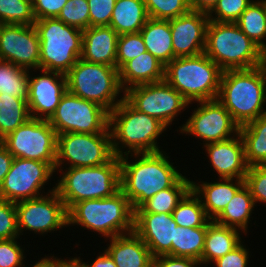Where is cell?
Listing matches in <instances>:
<instances>
[{
  "instance_id": "obj_34",
  "label": "cell",
  "mask_w": 266,
  "mask_h": 267,
  "mask_svg": "<svg viewBox=\"0 0 266 267\" xmlns=\"http://www.w3.org/2000/svg\"><path fill=\"white\" fill-rule=\"evenodd\" d=\"M235 23L262 48L266 43V0H253Z\"/></svg>"
},
{
  "instance_id": "obj_40",
  "label": "cell",
  "mask_w": 266,
  "mask_h": 267,
  "mask_svg": "<svg viewBox=\"0 0 266 267\" xmlns=\"http://www.w3.org/2000/svg\"><path fill=\"white\" fill-rule=\"evenodd\" d=\"M89 10L87 0H68L56 18L83 31L89 28Z\"/></svg>"
},
{
  "instance_id": "obj_48",
  "label": "cell",
  "mask_w": 266,
  "mask_h": 267,
  "mask_svg": "<svg viewBox=\"0 0 266 267\" xmlns=\"http://www.w3.org/2000/svg\"><path fill=\"white\" fill-rule=\"evenodd\" d=\"M153 261L158 267H203L199 261L188 257L160 255L154 257Z\"/></svg>"
},
{
  "instance_id": "obj_54",
  "label": "cell",
  "mask_w": 266,
  "mask_h": 267,
  "mask_svg": "<svg viewBox=\"0 0 266 267\" xmlns=\"http://www.w3.org/2000/svg\"><path fill=\"white\" fill-rule=\"evenodd\" d=\"M261 52H262V55H263L264 59L266 60V43H265V45L261 48Z\"/></svg>"
},
{
  "instance_id": "obj_28",
  "label": "cell",
  "mask_w": 266,
  "mask_h": 267,
  "mask_svg": "<svg viewBox=\"0 0 266 267\" xmlns=\"http://www.w3.org/2000/svg\"><path fill=\"white\" fill-rule=\"evenodd\" d=\"M256 207L250 189L244 185L227 204L224 210L213 220L217 224L236 228L246 236L252 224V214ZM252 218V220L250 219Z\"/></svg>"
},
{
  "instance_id": "obj_16",
  "label": "cell",
  "mask_w": 266,
  "mask_h": 267,
  "mask_svg": "<svg viewBox=\"0 0 266 267\" xmlns=\"http://www.w3.org/2000/svg\"><path fill=\"white\" fill-rule=\"evenodd\" d=\"M20 237L34 233L46 236L68 227V213L56 190L15 203ZM55 231V232H54Z\"/></svg>"
},
{
  "instance_id": "obj_33",
  "label": "cell",
  "mask_w": 266,
  "mask_h": 267,
  "mask_svg": "<svg viewBox=\"0 0 266 267\" xmlns=\"http://www.w3.org/2000/svg\"><path fill=\"white\" fill-rule=\"evenodd\" d=\"M207 227L175 228L172 256L188 257L201 263Z\"/></svg>"
},
{
  "instance_id": "obj_4",
  "label": "cell",
  "mask_w": 266,
  "mask_h": 267,
  "mask_svg": "<svg viewBox=\"0 0 266 267\" xmlns=\"http://www.w3.org/2000/svg\"><path fill=\"white\" fill-rule=\"evenodd\" d=\"M59 178L55 190L68 211L82 200L103 199L121 189L120 160L113 156L107 163L93 167L55 168Z\"/></svg>"
},
{
  "instance_id": "obj_29",
  "label": "cell",
  "mask_w": 266,
  "mask_h": 267,
  "mask_svg": "<svg viewBox=\"0 0 266 267\" xmlns=\"http://www.w3.org/2000/svg\"><path fill=\"white\" fill-rule=\"evenodd\" d=\"M148 19L144 0H116L109 26L119 35L137 33Z\"/></svg>"
},
{
  "instance_id": "obj_3",
  "label": "cell",
  "mask_w": 266,
  "mask_h": 267,
  "mask_svg": "<svg viewBox=\"0 0 266 267\" xmlns=\"http://www.w3.org/2000/svg\"><path fill=\"white\" fill-rule=\"evenodd\" d=\"M218 101L243 126L266 114V63L252 69L225 70Z\"/></svg>"
},
{
  "instance_id": "obj_1",
  "label": "cell",
  "mask_w": 266,
  "mask_h": 267,
  "mask_svg": "<svg viewBox=\"0 0 266 267\" xmlns=\"http://www.w3.org/2000/svg\"><path fill=\"white\" fill-rule=\"evenodd\" d=\"M119 160L121 190L133 210L161 190L170 188L183 175L166 151L131 153L120 156Z\"/></svg>"
},
{
  "instance_id": "obj_30",
  "label": "cell",
  "mask_w": 266,
  "mask_h": 267,
  "mask_svg": "<svg viewBox=\"0 0 266 267\" xmlns=\"http://www.w3.org/2000/svg\"><path fill=\"white\" fill-rule=\"evenodd\" d=\"M239 134L247 165H266V114L240 126Z\"/></svg>"
},
{
  "instance_id": "obj_53",
  "label": "cell",
  "mask_w": 266,
  "mask_h": 267,
  "mask_svg": "<svg viewBox=\"0 0 266 267\" xmlns=\"http://www.w3.org/2000/svg\"><path fill=\"white\" fill-rule=\"evenodd\" d=\"M68 258V259H67ZM64 267H81L73 257H66L64 258Z\"/></svg>"
},
{
  "instance_id": "obj_56",
  "label": "cell",
  "mask_w": 266,
  "mask_h": 267,
  "mask_svg": "<svg viewBox=\"0 0 266 267\" xmlns=\"http://www.w3.org/2000/svg\"><path fill=\"white\" fill-rule=\"evenodd\" d=\"M24 1H26V2H28L30 4H33L35 0H24Z\"/></svg>"
},
{
  "instance_id": "obj_11",
  "label": "cell",
  "mask_w": 266,
  "mask_h": 267,
  "mask_svg": "<svg viewBox=\"0 0 266 267\" xmlns=\"http://www.w3.org/2000/svg\"><path fill=\"white\" fill-rule=\"evenodd\" d=\"M113 156L111 133L57 135L55 168L100 166Z\"/></svg>"
},
{
  "instance_id": "obj_6",
  "label": "cell",
  "mask_w": 266,
  "mask_h": 267,
  "mask_svg": "<svg viewBox=\"0 0 266 267\" xmlns=\"http://www.w3.org/2000/svg\"><path fill=\"white\" fill-rule=\"evenodd\" d=\"M204 53L223 71L252 69L266 63L261 48L236 23L209 20Z\"/></svg>"
},
{
  "instance_id": "obj_55",
  "label": "cell",
  "mask_w": 266,
  "mask_h": 267,
  "mask_svg": "<svg viewBox=\"0 0 266 267\" xmlns=\"http://www.w3.org/2000/svg\"><path fill=\"white\" fill-rule=\"evenodd\" d=\"M147 267H158V265L152 261Z\"/></svg>"
},
{
  "instance_id": "obj_18",
  "label": "cell",
  "mask_w": 266,
  "mask_h": 267,
  "mask_svg": "<svg viewBox=\"0 0 266 267\" xmlns=\"http://www.w3.org/2000/svg\"><path fill=\"white\" fill-rule=\"evenodd\" d=\"M66 91L65 74L40 68L29 70L27 102L31 118L49 120Z\"/></svg>"
},
{
  "instance_id": "obj_15",
  "label": "cell",
  "mask_w": 266,
  "mask_h": 267,
  "mask_svg": "<svg viewBox=\"0 0 266 267\" xmlns=\"http://www.w3.org/2000/svg\"><path fill=\"white\" fill-rule=\"evenodd\" d=\"M192 114L179 129L178 135L194 136L202 146L208 143L221 142L239 134L240 126L233 120L229 111L218 101H199Z\"/></svg>"
},
{
  "instance_id": "obj_22",
  "label": "cell",
  "mask_w": 266,
  "mask_h": 267,
  "mask_svg": "<svg viewBox=\"0 0 266 267\" xmlns=\"http://www.w3.org/2000/svg\"><path fill=\"white\" fill-rule=\"evenodd\" d=\"M244 185L243 179L216 178L211 182L192 180L191 189L201 199L207 217L214 220Z\"/></svg>"
},
{
  "instance_id": "obj_47",
  "label": "cell",
  "mask_w": 266,
  "mask_h": 267,
  "mask_svg": "<svg viewBox=\"0 0 266 267\" xmlns=\"http://www.w3.org/2000/svg\"><path fill=\"white\" fill-rule=\"evenodd\" d=\"M68 0H35L32 4L35 20L56 18Z\"/></svg>"
},
{
  "instance_id": "obj_12",
  "label": "cell",
  "mask_w": 266,
  "mask_h": 267,
  "mask_svg": "<svg viewBox=\"0 0 266 267\" xmlns=\"http://www.w3.org/2000/svg\"><path fill=\"white\" fill-rule=\"evenodd\" d=\"M1 142L14 158L43 161L55 169L57 133L48 120L30 118Z\"/></svg>"
},
{
  "instance_id": "obj_39",
  "label": "cell",
  "mask_w": 266,
  "mask_h": 267,
  "mask_svg": "<svg viewBox=\"0 0 266 267\" xmlns=\"http://www.w3.org/2000/svg\"><path fill=\"white\" fill-rule=\"evenodd\" d=\"M146 51L147 49L140 32L119 35L117 40L116 68L119 70L126 62Z\"/></svg>"
},
{
  "instance_id": "obj_21",
  "label": "cell",
  "mask_w": 266,
  "mask_h": 267,
  "mask_svg": "<svg viewBox=\"0 0 266 267\" xmlns=\"http://www.w3.org/2000/svg\"><path fill=\"white\" fill-rule=\"evenodd\" d=\"M202 148L209 158L208 165L213 168L212 171L216 172L218 178L245 180L249 166L245 160L240 134L225 141L205 144Z\"/></svg>"
},
{
  "instance_id": "obj_41",
  "label": "cell",
  "mask_w": 266,
  "mask_h": 267,
  "mask_svg": "<svg viewBox=\"0 0 266 267\" xmlns=\"http://www.w3.org/2000/svg\"><path fill=\"white\" fill-rule=\"evenodd\" d=\"M253 0H219L208 13L210 21L235 23Z\"/></svg>"
},
{
  "instance_id": "obj_49",
  "label": "cell",
  "mask_w": 266,
  "mask_h": 267,
  "mask_svg": "<svg viewBox=\"0 0 266 267\" xmlns=\"http://www.w3.org/2000/svg\"><path fill=\"white\" fill-rule=\"evenodd\" d=\"M103 251V252H102ZM101 252H98L97 256L92 263L90 261H83V258L81 259V253L78 254L80 256L74 257L73 259L81 266V267H117L115 264L113 258L109 255V253L104 249ZM99 255V256H98Z\"/></svg>"
},
{
  "instance_id": "obj_14",
  "label": "cell",
  "mask_w": 266,
  "mask_h": 267,
  "mask_svg": "<svg viewBox=\"0 0 266 267\" xmlns=\"http://www.w3.org/2000/svg\"><path fill=\"white\" fill-rule=\"evenodd\" d=\"M124 98L139 112L156 118L169 129L179 114L190 108V103L165 80L133 86L125 91Z\"/></svg>"
},
{
  "instance_id": "obj_42",
  "label": "cell",
  "mask_w": 266,
  "mask_h": 267,
  "mask_svg": "<svg viewBox=\"0 0 266 267\" xmlns=\"http://www.w3.org/2000/svg\"><path fill=\"white\" fill-rule=\"evenodd\" d=\"M245 185L250 189L254 203H264L266 207V165H253L248 167Z\"/></svg>"
},
{
  "instance_id": "obj_51",
  "label": "cell",
  "mask_w": 266,
  "mask_h": 267,
  "mask_svg": "<svg viewBox=\"0 0 266 267\" xmlns=\"http://www.w3.org/2000/svg\"><path fill=\"white\" fill-rule=\"evenodd\" d=\"M45 257H40L38 258V261L36 260V262H32L33 265L31 264V266H27L26 264L23 267H64V258L60 257L58 258V256H54V254L52 255V253L48 255H44Z\"/></svg>"
},
{
  "instance_id": "obj_24",
  "label": "cell",
  "mask_w": 266,
  "mask_h": 267,
  "mask_svg": "<svg viewBox=\"0 0 266 267\" xmlns=\"http://www.w3.org/2000/svg\"><path fill=\"white\" fill-rule=\"evenodd\" d=\"M104 240L110 244L107 243L103 249L113 258L117 267H147L154 259L134 231Z\"/></svg>"
},
{
  "instance_id": "obj_45",
  "label": "cell",
  "mask_w": 266,
  "mask_h": 267,
  "mask_svg": "<svg viewBox=\"0 0 266 267\" xmlns=\"http://www.w3.org/2000/svg\"><path fill=\"white\" fill-rule=\"evenodd\" d=\"M89 27L109 26L116 0H87Z\"/></svg>"
},
{
  "instance_id": "obj_2",
  "label": "cell",
  "mask_w": 266,
  "mask_h": 267,
  "mask_svg": "<svg viewBox=\"0 0 266 267\" xmlns=\"http://www.w3.org/2000/svg\"><path fill=\"white\" fill-rule=\"evenodd\" d=\"M109 129L112 151L117 157L164 151L158 141L169 131L162 122L139 112L125 98L109 113Z\"/></svg>"
},
{
  "instance_id": "obj_17",
  "label": "cell",
  "mask_w": 266,
  "mask_h": 267,
  "mask_svg": "<svg viewBox=\"0 0 266 267\" xmlns=\"http://www.w3.org/2000/svg\"><path fill=\"white\" fill-rule=\"evenodd\" d=\"M0 60L28 71L38 69L40 40L35 26L0 24Z\"/></svg>"
},
{
  "instance_id": "obj_5",
  "label": "cell",
  "mask_w": 266,
  "mask_h": 267,
  "mask_svg": "<svg viewBox=\"0 0 266 267\" xmlns=\"http://www.w3.org/2000/svg\"><path fill=\"white\" fill-rule=\"evenodd\" d=\"M67 213L69 229L76 225L103 239L133 232L134 210L121 189L110 197L79 201Z\"/></svg>"
},
{
  "instance_id": "obj_7",
  "label": "cell",
  "mask_w": 266,
  "mask_h": 267,
  "mask_svg": "<svg viewBox=\"0 0 266 267\" xmlns=\"http://www.w3.org/2000/svg\"><path fill=\"white\" fill-rule=\"evenodd\" d=\"M223 70L204 52L172 59L165 66L164 80L190 104L215 100L220 90Z\"/></svg>"
},
{
  "instance_id": "obj_36",
  "label": "cell",
  "mask_w": 266,
  "mask_h": 267,
  "mask_svg": "<svg viewBox=\"0 0 266 267\" xmlns=\"http://www.w3.org/2000/svg\"><path fill=\"white\" fill-rule=\"evenodd\" d=\"M29 71L0 60V93L27 101Z\"/></svg>"
},
{
  "instance_id": "obj_27",
  "label": "cell",
  "mask_w": 266,
  "mask_h": 267,
  "mask_svg": "<svg viewBox=\"0 0 266 267\" xmlns=\"http://www.w3.org/2000/svg\"><path fill=\"white\" fill-rule=\"evenodd\" d=\"M140 33L147 51L165 66L174 59L169 20L149 18Z\"/></svg>"
},
{
  "instance_id": "obj_10",
  "label": "cell",
  "mask_w": 266,
  "mask_h": 267,
  "mask_svg": "<svg viewBox=\"0 0 266 267\" xmlns=\"http://www.w3.org/2000/svg\"><path fill=\"white\" fill-rule=\"evenodd\" d=\"M48 121L57 135L75 132L111 133L109 112L97 103L80 98L68 90Z\"/></svg>"
},
{
  "instance_id": "obj_23",
  "label": "cell",
  "mask_w": 266,
  "mask_h": 267,
  "mask_svg": "<svg viewBox=\"0 0 266 267\" xmlns=\"http://www.w3.org/2000/svg\"><path fill=\"white\" fill-rule=\"evenodd\" d=\"M119 34L111 26H95L83 30L81 59L116 67Z\"/></svg>"
},
{
  "instance_id": "obj_9",
  "label": "cell",
  "mask_w": 266,
  "mask_h": 267,
  "mask_svg": "<svg viewBox=\"0 0 266 267\" xmlns=\"http://www.w3.org/2000/svg\"><path fill=\"white\" fill-rule=\"evenodd\" d=\"M40 40L39 68L66 74L81 58L83 31L57 18L36 20Z\"/></svg>"
},
{
  "instance_id": "obj_25",
  "label": "cell",
  "mask_w": 266,
  "mask_h": 267,
  "mask_svg": "<svg viewBox=\"0 0 266 267\" xmlns=\"http://www.w3.org/2000/svg\"><path fill=\"white\" fill-rule=\"evenodd\" d=\"M118 73L121 88L125 92L133 86L163 81L165 65L146 51L126 62Z\"/></svg>"
},
{
  "instance_id": "obj_44",
  "label": "cell",
  "mask_w": 266,
  "mask_h": 267,
  "mask_svg": "<svg viewBox=\"0 0 266 267\" xmlns=\"http://www.w3.org/2000/svg\"><path fill=\"white\" fill-rule=\"evenodd\" d=\"M20 238L15 203L0 198V240Z\"/></svg>"
},
{
  "instance_id": "obj_37",
  "label": "cell",
  "mask_w": 266,
  "mask_h": 267,
  "mask_svg": "<svg viewBox=\"0 0 266 267\" xmlns=\"http://www.w3.org/2000/svg\"><path fill=\"white\" fill-rule=\"evenodd\" d=\"M32 4L24 0H0V24L34 25Z\"/></svg>"
},
{
  "instance_id": "obj_31",
  "label": "cell",
  "mask_w": 266,
  "mask_h": 267,
  "mask_svg": "<svg viewBox=\"0 0 266 267\" xmlns=\"http://www.w3.org/2000/svg\"><path fill=\"white\" fill-rule=\"evenodd\" d=\"M192 179L182 175L170 188L161 190L145 201L134 213L172 214L177 204L191 190Z\"/></svg>"
},
{
  "instance_id": "obj_32",
  "label": "cell",
  "mask_w": 266,
  "mask_h": 267,
  "mask_svg": "<svg viewBox=\"0 0 266 267\" xmlns=\"http://www.w3.org/2000/svg\"><path fill=\"white\" fill-rule=\"evenodd\" d=\"M30 118L25 99L0 93V141Z\"/></svg>"
},
{
  "instance_id": "obj_13",
  "label": "cell",
  "mask_w": 266,
  "mask_h": 267,
  "mask_svg": "<svg viewBox=\"0 0 266 267\" xmlns=\"http://www.w3.org/2000/svg\"><path fill=\"white\" fill-rule=\"evenodd\" d=\"M55 176V169L49 163L14 158L10 171L0 185V198L17 203L39 197L55 190V186L52 185V188L46 189L45 192V188H48L45 186Z\"/></svg>"
},
{
  "instance_id": "obj_50",
  "label": "cell",
  "mask_w": 266,
  "mask_h": 267,
  "mask_svg": "<svg viewBox=\"0 0 266 267\" xmlns=\"http://www.w3.org/2000/svg\"><path fill=\"white\" fill-rule=\"evenodd\" d=\"M14 157L7 150L5 145L0 141V185L4 181L5 176L10 171Z\"/></svg>"
},
{
  "instance_id": "obj_35",
  "label": "cell",
  "mask_w": 266,
  "mask_h": 267,
  "mask_svg": "<svg viewBox=\"0 0 266 267\" xmlns=\"http://www.w3.org/2000/svg\"><path fill=\"white\" fill-rule=\"evenodd\" d=\"M177 226L185 228L207 227L211 221L203 208L201 199L191 189L172 212Z\"/></svg>"
},
{
  "instance_id": "obj_52",
  "label": "cell",
  "mask_w": 266,
  "mask_h": 267,
  "mask_svg": "<svg viewBox=\"0 0 266 267\" xmlns=\"http://www.w3.org/2000/svg\"><path fill=\"white\" fill-rule=\"evenodd\" d=\"M190 9L209 13L219 0H188Z\"/></svg>"
},
{
  "instance_id": "obj_46",
  "label": "cell",
  "mask_w": 266,
  "mask_h": 267,
  "mask_svg": "<svg viewBox=\"0 0 266 267\" xmlns=\"http://www.w3.org/2000/svg\"><path fill=\"white\" fill-rule=\"evenodd\" d=\"M244 241L237 246L231 252L225 254L224 256L216 259L212 266L213 267H248L249 257L251 258L248 246L243 244Z\"/></svg>"
},
{
  "instance_id": "obj_8",
  "label": "cell",
  "mask_w": 266,
  "mask_h": 267,
  "mask_svg": "<svg viewBox=\"0 0 266 267\" xmlns=\"http://www.w3.org/2000/svg\"><path fill=\"white\" fill-rule=\"evenodd\" d=\"M65 75L69 92L97 103L109 113L124 98L116 67L79 58Z\"/></svg>"
},
{
  "instance_id": "obj_38",
  "label": "cell",
  "mask_w": 266,
  "mask_h": 267,
  "mask_svg": "<svg viewBox=\"0 0 266 267\" xmlns=\"http://www.w3.org/2000/svg\"><path fill=\"white\" fill-rule=\"evenodd\" d=\"M149 18L169 20L187 14L188 0H144Z\"/></svg>"
},
{
  "instance_id": "obj_43",
  "label": "cell",
  "mask_w": 266,
  "mask_h": 267,
  "mask_svg": "<svg viewBox=\"0 0 266 267\" xmlns=\"http://www.w3.org/2000/svg\"><path fill=\"white\" fill-rule=\"evenodd\" d=\"M22 237L8 240H0V267H23L25 265V245L17 242ZM25 259V260H24Z\"/></svg>"
},
{
  "instance_id": "obj_20",
  "label": "cell",
  "mask_w": 266,
  "mask_h": 267,
  "mask_svg": "<svg viewBox=\"0 0 266 267\" xmlns=\"http://www.w3.org/2000/svg\"><path fill=\"white\" fill-rule=\"evenodd\" d=\"M176 227L172 214L134 213L133 231L146 244L153 257L172 256Z\"/></svg>"
},
{
  "instance_id": "obj_19",
  "label": "cell",
  "mask_w": 266,
  "mask_h": 267,
  "mask_svg": "<svg viewBox=\"0 0 266 267\" xmlns=\"http://www.w3.org/2000/svg\"><path fill=\"white\" fill-rule=\"evenodd\" d=\"M208 22L207 13L193 10L169 19L174 58L195 56L204 52Z\"/></svg>"
},
{
  "instance_id": "obj_26",
  "label": "cell",
  "mask_w": 266,
  "mask_h": 267,
  "mask_svg": "<svg viewBox=\"0 0 266 267\" xmlns=\"http://www.w3.org/2000/svg\"><path fill=\"white\" fill-rule=\"evenodd\" d=\"M242 234L244 233L236 228L223 226L211 220L207 224L201 265L211 266L216 259L234 250L243 242Z\"/></svg>"
}]
</instances>
